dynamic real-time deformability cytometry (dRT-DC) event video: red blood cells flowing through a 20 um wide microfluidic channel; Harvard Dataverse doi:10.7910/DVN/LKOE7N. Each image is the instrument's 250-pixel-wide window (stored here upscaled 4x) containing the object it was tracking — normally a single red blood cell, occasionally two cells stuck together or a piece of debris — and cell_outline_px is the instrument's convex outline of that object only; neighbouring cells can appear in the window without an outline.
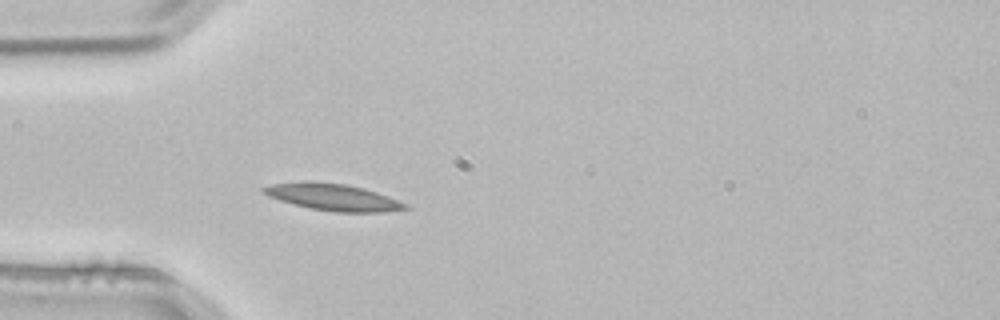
{"species": "common noctule bat (a hibernating species)", "species_latin": "Nyctalus noctula", "temperature_condition": "room temperature", "stored_images_in_passage": 3, "camera_frame_rate_fps": 3000, "um_per_image_px": 0.085, "animal": {"sex": "male", "body_mass_g": 21.5, "forearm_length_mm": 52.0}, "frame": {"image": 1, "passage_image": 3, "time_ms": 0.667, "image_size_px": [1000, 320], "cell_outline_px": [[412, 208], [384, 212], [336, 212], [308, 208], [292, 204], [268, 196], [260, 192], [260, 188], [268, 184], [300, 180], [308, 180], [344, 184], [364, 188], [388, 196], [408, 204]], "centroid_in_image_um": [28.24, 16.74], "position_along_channel_um": 56.8, "area_um2": 22.6}}